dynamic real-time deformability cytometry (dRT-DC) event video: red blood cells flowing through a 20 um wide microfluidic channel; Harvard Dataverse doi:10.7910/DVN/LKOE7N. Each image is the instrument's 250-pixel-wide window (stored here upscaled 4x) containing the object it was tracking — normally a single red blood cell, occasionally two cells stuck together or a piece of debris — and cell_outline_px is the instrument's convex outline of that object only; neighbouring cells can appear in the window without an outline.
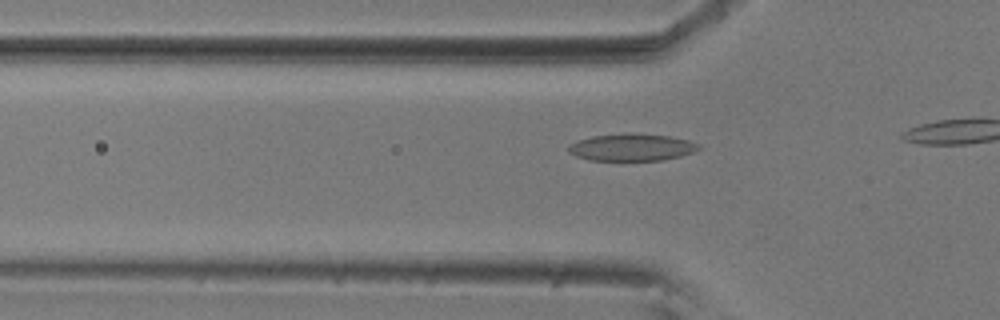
{"species": "common noctule bat (a hibernating species)", "species_latin": "Nyctalus noctula", "temperature_condition": "room temperature", "stored_images_in_passage": 6, "camera_frame_rate_fps": 3000, "um_per_image_px": 0.085, "animal": {"sex": "male", "body_mass_g": 20.5, "forearm_length_mm": 52.5}, "frame": {"image": 1, "passage_image": 3, "time_ms": 0.667, "image_size_px": [1000, 320], "cell_outline_px": [[700, 148], [692, 152], [680, 156], [664, 160], [588, 160], [576, 156], [568, 152], [568, 144], [576, 140], [592, 136], [628, 132], [632, 132], [668, 136], [688, 140], [700, 144]], "centroid_in_image_um": [53.65, 12.51], "position_along_channel_um": 72.1, "area_um2": 20.81}}